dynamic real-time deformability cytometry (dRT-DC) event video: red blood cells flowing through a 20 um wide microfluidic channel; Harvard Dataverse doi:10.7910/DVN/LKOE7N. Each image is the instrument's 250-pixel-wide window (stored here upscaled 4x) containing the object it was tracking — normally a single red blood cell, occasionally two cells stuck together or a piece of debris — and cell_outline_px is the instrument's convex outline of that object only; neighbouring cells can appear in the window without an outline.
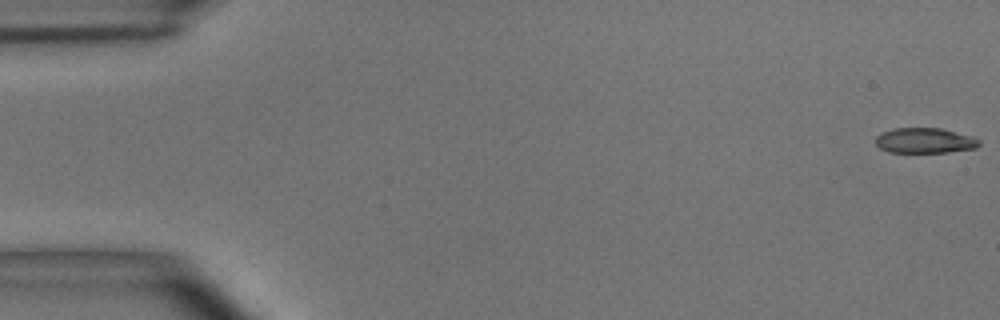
{"species": "common noctule bat (a hibernating species)", "species_latin": "Nyctalus noctula", "temperature_condition": "room temperature", "stored_images_in_passage": 11, "camera_frame_rate_fps": 3000, "um_per_image_px": 0.085, "animal": {"sex": "male", "body_mass_g": 15.6}, "frame": {"image": 1, "passage_image": 1, "time_ms": 0.0, "image_size_px": [1000, 320], "cell_outline_px": [[980, 144], [976, 148], [948, 152], [888, 152], [880, 148], [876, 144], [876, 136], [892, 128], [940, 128], [972, 136], [980, 140]], "centroid_in_image_um": [78.61, 11.95], "position_along_channel_um": 6.4, "area_um2": 15.2}}